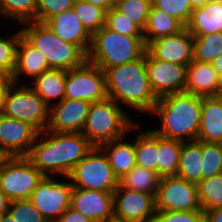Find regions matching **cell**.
Instances as JSON below:
<instances>
[{
  "label": "cell",
  "instance_id": "obj_1",
  "mask_svg": "<svg viewBox=\"0 0 222 222\" xmlns=\"http://www.w3.org/2000/svg\"><path fill=\"white\" fill-rule=\"evenodd\" d=\"M45 136V137H44ZM94 145L80 133L40 132L26 157L45 176L68 177Z\"/></svg>",
  "mask_w": 222,
  "mask_h": 222
},
{
  "label": "cell",
  "instance_id": "obj_2",
  "mask_svg": "<svg viewBox=\"0 0 222 222\" xmlns=\"http://www.w3.org/2000/svg\"><path fill=\"white\" fill-rule=\"evenodd\" d=\"M203 97L188 92L172 93L158 98L151 115L159 116L156 134L181 142L197 140Z\"/></svg>",
  "mask_w": 222,
  "mask_h": 222
},
{
  "label": "cell",
  "instance_id": "obj_3",
  "mask_svg": "<svg viewBox=\"0 0 222 222\" xmlns=\"http://www.w3.org/2000/svg\"><path fill=\"white\" fill-rule=\"evenodd\" d=\"M104 72L108 98L137 112H152L158 97L147 77L145 55L137 61L107 68Z\"/></svg>",
  "mask_w": 222,
  "mask_h": 222
},
{
  "label": "cell",
  "instance_id": "obj_4",
  "mask_svg": "<svg viewBox=\"0 0 222 222\" xmlns=\"http://www.w3.org/2000/svg\"><path fill=\"white\" fill-rule=\"evenodd\" d=\"M135 122L124 111V108L113 99L93 102L90 104L86 121L80 134L87 138L95 147L103 143L127 137L128 133L138 129Z\"/></svg>",
  "mask_w": 222,
  "mask_h": 222
},
{
  "label": "cell",
  "instance_id": "obj_5",
  "mask_svg": "<svg viewBox=\"0 0 222 222\" xmlns=\"http://www.w3.org/2000/svg\"><path fill=\"white\" fill-rule=\"evenodd\" d=\"M143 36H127L106 26L92 35L87 60L103 71L141 59L146 52Z\"/></svg>",
  "mask_w": 222,
  "mask_h": 222
},
{
  "label": "cell",
  "instance_id": "obj_6",
  "mask_svg": "<svg viewBox=\"0 0 222 222\" xmlns=\"http://www.w3.org/2000/svg\"><path fill=\"white\" fill-rule=\"evenodd\" d=\"M22 26V36L41 51L50 68L69 71L87 60V55L77 45L63 41L46 24L32 21Z\"/></svg>",
  "mask_w": 222,
  "mask_h": 222
},
{
  "label": "cell",
  "instance_id": "obj_7",
  "mask_svg": "<svg viewBox=\"0 0 222 222\" xmlns=\"http://www.w3.org/2000/svg\"><path fill=\"white\" fill-rule=\"evenodd\" d=\"M49 112L50 107L27 83L11 84L6 95L4 116L31 124L43 132L49 123Z\"/></svg>",
  "mask_w": 222,
  "mask_h": 222
},
{
  "label": "cell",
  "instance_id": "obj_8",
  "mask_svg": "<svg viewBox=\"0 0 222 222\" xmlns=\"http://www.w3.org/2000/svg\"><path fill=\"white\" fill-rule=\"evenodd\" d=\"M73 188L114 192L119 186V179L108 161L107 156L99 147L82 159L68 177Z\"/></svg>",
  "mask_w": 222,
  "mask_h": 222
},
{
  "label": "cell",
  "instance_id": "obj_9",
  "mask_svg": "<svg viewBox=\"0 0 222 222\" xmlns=\"http://www.w3.org/2000/svg\"><path fill=\"white\" fill-rule=\"evenodd\" d=\"M45 175L26 156H9L0 168V189L11 200H29Z\"/></svg>",
  "mask_w": 222,
  "mask_h": 222
},
{
  "label": "cell",
  "instance_id": "obj_10",
  "mask_svg": "<svg viewBox=\"0 0 222 222\" xmlns=\"http://www.w3.org/2000/svg\"><path fill=\"white\" fill-rule=\"evenodd\" d=\"M108 98L105 72L86 60L81 66L66 71L64 99L90 103Z\"/></svg>",
  "mask_w": 222,
  "mask_h": 222
},
{
  "label": "cell",
  "instance_id": "obj_11",
  "mask_svg": "<svg viewBox=\"0 0 222 222\" xmlns=\"http://www.w3.org/2000/svg\"><path fill=\"white\" fill-rule=\"evenodd\" d=\"M155 201L156 211L202 210L197 185L179 176L160 179Z\"/></svg>",
  "mask_w": 222,
  "mask_h": 222
},
{
  "label": "cell",
  "instance_id": "obj_12",
  "mask_svg": "<svg viewBox=\"0 0 222 222\" xmlns=\"http://www.w3.org/2000/svg\"><path fill=\"white\" fill-rule=\"evenodd\" d=\"M73 186L45 176L30 195L29 201L48 222H54L70 207Z\"/></svg>",
  "mask_w": 222,
  "mask_h": 222
},
{
  "label": "cell",
  "instance_id": "obj_13",
  "mask_svg": "<svg viewBox=\"0 0 222 222\" xmlns=\"http://www.w3.org/2000/svg\"><path fill=\"white\" fill-rule=\"evenodd\" d=\"M145 67L151 88L158 98L185 91L186 65L155 59L146 51Z\"/></svg>",
  "mask_w": 222,
  "mask_h": 222
},
{
  "label": "cell",
  "instance_id": "obj_14",
  "mask_svg": "<svg viewBox=\"0 0 222 222\" xmlns=\"http://www.w3.org/2000/svg\"><path fill=\"white\" fill-rule=\"evenodd\" d=\"M114 215L130 222H152L156 214L155 196L150 193L123 188L113 192Z\"/></svg>",
  "mask_w": 222,
  "mask_h": 222
},
{
  "label": "cell",
  "instance_id": "obj_15",
  "mask_svg": "<svg viewBox=\"0 0 222 222\" xmlns=\"http://www.w3.org/2000/svg\"><path fill=\"white\" fill-rule=\"evenodd\" d=\"M194 36L185 27L174 35L151 41L146 51L155 59L188 66L193 61Z\"/></svg>",
  "mask_w": 222,
  "mask_h": 222
},
{
  "label": "cell",
  "instance_id": "obj_16",
  "mask_svg": "<svg viewBox=\"0 0 222 222\" xmlns=\"http://www.w3.org/2000/svg\"><path fill=\"white\" fill-rule=\"evenodd\" d=\"M39 133L31 124L0 115V148L8 156H26Z\"/></svg>",
  "mask_w": 222,
  "mask_h": 222
},
{
  "label": "cell",
  "instance_id": "obj_17",
  "mask_svg": "<svg viewBox=\"0 0 222 222\" xmlns=\"http://www.w3.org/2000/svg\"><path fill=\"white\" fill-rule=\"evenodd\" d=\"M90 102L63 99L50 107L47 131L56 133H80L86 121Z\"/></svg>",
  "mask_w": 222,
  "mask_h": 222
},
{
  "label": "cell",
  "instance_id": "obj_18",
  "mask_svg": "<svg viewBox=\"0 0 222 222\" xmlns=\"http://www.w3.org/2000/svg\"><path fill=\"white\" fill-rule=\"evenodd\" d=\"M70 207L92 222H101L114 214L113 192L73 188Z\"/></svg>",
  "mask_w": 222,
  "mask_h": 222
},
{
  "label": "cell",
  "instance_id": "obj_19",
  "mask_svg": "<svg viewBox=\"0 0 222 222\" xmlns=\"http://www.w3.org/2000/svg\"><path fill=\"white\" fill-rule=\"evenodd\" d=\"M45 24L63 41L77 45L88 54L92 35L83 26L73 8L50 18Z\"/></svg>",
  "mask_w": 222,
  "mask_h": 222
},
{
  "label": "cell",
  "instance_id": "obj_20",
  "mask_svg": "<svg viewBox=\"0 0 222 222\" xmlns=\"http://www.w3.org/2000/svg\"><path fill=\"white\" fill-rule=\"evenodd\" d=\"M49 67L46 57L31 45L23 36L18 41L16 50V64L11 79L14 83H20L23 75L30 76L32 80Z\"/></svg>",
  "mask_w": 222,
  "mask_h": 222
},
{
  "label": "cell",
  "instance_id": "obj_21",
  "mask_svg": "<svg viewBox=\"0 0 222 222\" xmlns=\"http://www.w3.org/2000/svg\"><path fill=\"white\" fill-rule=\"evenodd\" d=\"M197 140L222 144V98L203 97Z\"/></svg>",
  "mask_w": 222,
  "mask_h": 222
},
{
  "label": "cell",
  "instance_id": "obj_22",
  "mask_svg": "<svg viewBox=\"0 0 222 222\" xmlns=\"http://www.w3.org/2000/svg\"><path fill=\"white\" fill-rule=\"evenodd\" d=\"M218 73L211 63L192 61L187 66L185 92L201 97H216Z\"/></svg>",
  "mask_w": 222,
  "mask_h": 222
},
{
  "label": "cell",
  "instance_id": "obj_23",
  "mask_svg": "<svg viewBox=\"0 0 222 222\" xmlns=\"http://www.w3.org/2000/svg\"><path fill=\"white\" fill-rule=\"evenodd\" d=\"M186 28L192 35L222 32V2L212 0L194 9Z\"/></svg>",
  "mask_w": 222,
  "mask_h": 222
},
{
  "label": "cell",
  "instance_id": "obj_24",
  "mask_svg": "<svg viewBox=\"0 0 222 222\" xmlns=\"http://www.w3.org/2000/svg\"><path fill=\"white\" fill-rule=\"evenodd\" d=\"M122 139L124 138L106 142L99 146L107 156L114 174L119 180L136 165L134 143L124 142Z\"/></svg>",
  "mask_w": 222,
  "mask_h": 222
},
{
  "label": "cell",
  "instance_id": "obj_25",
  "mask_svg": "<svg viewBox=\"0 0 222 222\" xmlns=\"http://www.w3.org/2000/svg\"><path fill=\"white\" fill-rule=\"evenodd\" d=\"M65 81L66 71L51 68L34 78L29 86L51 107V103L56 100L55 103H60L64 99Z\"/></svg>",
  "mask_w": 222,
  "mask_h": 222
},
{
  "label": "cell",
  "instance_id": "obj_26",
  "mask_svg": "<svg viewBox=\"0 0 222 222\" xmlns=\"http://www.w3.org/2000/svg\"><path fill=\"white\" fill-rule=\"evenodd\" d=\"M184 28L185 26L178 19L152 5L143 30V39L147 46L153 40L177 34Z\"/></svg>",
  "mask_w": 222,
  "mask_h": 222
},
{
  "label": "cell",
  "instance_id": "obj_27",
  "mask_svg": "<svg viewBox=\"0 0 222 222\" xmlns=\"http://www.w3.org/2000/svg\"><path fill=\"white\" fill-rule=\"evenodd\" d=\"M202 141L183 142L177 176L198 184L202 179Z\"/></svg>",
  "mask_w": 222,
  "mask_h": 222
},
{
  "label": "cell",
  "instance_id": "obj_28",
  "mask_svg": "<svg viewBox=\"0 0 222 222\" xmlns=\"http://www.w3.org/2000/svg\"><path fill=\"white\" fill-rule=\"evenodd\" d=\"M183 142L158 135L157 173L162 177L177 176Z\"/></svg>",
  "mask_w": 222,
  "mask_h": 222
},
{
  "label": "cell",
  "instance_id": "obj_29",
  "mask_svg": "<svg viewBox=\"0 0 222 222\" xmlns=\"http://www.w3.org/2000/svg\"><path fill=\"white\" fill-rule=\"evenodd\" d=\"M139 132L134 141L136 165L157 172L158 134L152 129Z\"/></svg>",
  "mask_w": 222,
  "mask_h": 222
},
{
  "label": "cell",
  "instance_id": "obj_30",
  "mask_svg": "<svg viewBox=\"0 0 222 222\" xmlns=\"http://www.w3.org/2000/svg\"><path fill=\"white\" fill-rule=\"evenodd\" d=\"M160 179L157 172L135 165L119 180V184L123 188L150 193L156 197Z\"/></svg>",
  "mask_w": 222,
  "mask_h": 222
},
{
  "label": "cell",
  "instance_id": "obj_31",
  "mask_svg": "<svg viewBox=\"0 0 222 222\" xmlns=\"http://www.w3.org/2000/svg\"><path fill=\"white\" fill-rule=\"evenodd\" d=\"M197 188L199 202L204 212L222 207V173L201 179Z\"/></svg>",
  "mask_w": 222,
  "mask_h": 222
},
{
  "label": "cell",
  "instance_id": "obj_32",
  "mask_svg": "<svg viewBox=\"0 0 222 222\" xmlns=\"http://www.w3.org/2000/svg\"><path fill=\"white\" fill-rule=\"evenodd\" d=\"M37 0H0V16L9 17L18 24L36 22Z\"/></svg>",
  "mask_w": 222,
  "mask_h": 222
},
{
  "label": "cell",
  "instance_id": "obj_33",
  "mask_svg": "<svg viewBox=\"0 0 222 222\" xmlns=\"http://www.w3.org/2000/svg\"><path fill=\"white\" fill-rule=\"evenodd\" d=\"M193 60L212 63L216 56L222 53V32L208 35H193Z\"/></svg>",
  "mask_w": 222,
  "mask_h": 222
},
{
  "label": "cell",
  "instance_id": "obj_34",
  "mask_svg": "<svg viewBox=\"0 0 222 222\" xmlns=\"http://www.w3.org/2000/svg\"><path fill=\"white\" fill-rule=\"evenodd\" d=\"M73 9L91 35L105 26V9L82 0H75Z\"/></svg>",
  "mask_w": 222,
  "mask_h": 222
},
{
  "label": "cell",
  "instance_id": "obj_35",
  "mask_svg": "<svg viewBox=\"0 0 222 222\" xmlns=\"http://www.w3.org/2000/svg\"><path fill=\"white\" fill-rule=\"evenodd\" d=\"M152 0H116L114 8L144 30Z\"/></svg>",
  "mask_w": 222,
  "mask_h": 222
},
{
  "label": "cell",
  "instance_id": "obj_36",
  "mask_svg": "<svg viewBox=\"0 0 222 222\" xmlns=\"http://www.w3.org/2000/svg\"><path fill=\"white\" fill-rule=\"evenodd\" d=\"M21 36L20 29L7 38L0 37V74L2 77H12L16 64L17 45Z\"/></svg>",
  "mask_w": 222,
  "mask_h": 222
},
{
  "label": "cell",
  "instance_id": "obj_37",
  "mask_svg": "<svg viewBox=\"0 0 222 222\" xmlns=\"http://www.w3.org/2000/svg\"><path fill=\"white\" fill-rule=\"evenodd\" d=\"M202 179L222 173V144L202 142Z\"/></svg>",
  "mask_w": 222,
  "mask_h": 222
},
{
  "label": "cell",
  "instance_id": "obj_38",
  "mask_svg": "<svg viewBox=\"0 0 222 222\" xmlns=\"http://www.w3.org/2000/svg\"><path fill=\"white\" fill-rule=\"evenodd\" d=\"M152 5L178 19L185 27L194 10L190 0H152Z\"/></svg>",
  "mask_w": 222,
  "mask_h": 222
},
{
  "label": "cell",
  "instance_id": "obj_39",
  "mask_svg": "<svg viewBox=\"0 0 222 222\" xmlns=\"http://www.w3.org/2000/svg\"><path fill=\"white\" fill-rule=\"evenodd\" d=\"M105 26L108 29L123 35L143 36V31L132 22V20L118 12L114 7L106 12Z\"/></svg>",
  "mask_w": 222,
  "mask_h": 222
},
{
  "label": "cell",
  "instance_id": "obj_40",
  "mask_svg": "<svg viewBox=\"0 0 222 222\" xmlns=\"http://www.w3.org/2000/svg\"><path fill=\"white\" fill-rule=\"evenodd\" d=\"M8 213L15 222H48L29 200L11 201Z\"/></svg>",
  "mask_w": 222,
  "mask_h": 222
},
{
  "label": "cell",
  "instance_id": "obj_41",
  "mask_svg": "<svg viewBox=\"0 0 222 222\" xmlns=\"http://www.w3.org/2000/svg\"><path fill=\"white\" fill-rule=\"evenodd\" d=\"M75 0H37L36 22L45 24L50 18L70 10Z\"/></svg>",
  "mask_w": 222,
  "mask_h": 222
},
{
  "label": "cell",
  "instance_id": "obj_42",
  "mask_svg": "<svg viewBox=\"0 0 222 222\" xmlns=\"http://www.w3.org/2000/svg\"><path fill=\"white\" fill-rule=\"evenodd\" d=\"M152 222H206L203 210L156 211Z\"/></svg>",
  "mask_w": 222,
  "mask_h": 222
},
{
  "label": "cell",
  "instance_id": "obj_43",
  "mask_svg": "<svg viewBox=\"0 0 222 222\" xmlns=\"http://www.w3.org/2000/svg\"><path fill=\"white\" fill-rule=\"evenodd\" d=\"M54 222H92V221L84 214L75 211L71 207H69Z\"/></svg>",
  "mask_w": 222,
  "mask_h": 222
},
{
  "label": "cell",
  "instance_id": "obj_44",
  "mask_svg": "<svg viewBox=\"0 0 222 222\" xmlns=\"http://www.w3.org/2000/svg\"><path fill=\"white\" fill-rule=\"evenodd\" d=\"M12 83L13 80L11 78L2 77L0 79V115H3L6 95Z\"/></svg>",
  "mask_w": 222,
  "mask_h": 222
},
{
  "label": "cell",
  "instance_id": "obj_45",
  "mask_svg": "<svg viewBox=\"0 0 222 222\" xmlns=\"http://www.w3.org/2000/svg\"><path fill=\"white\" fill-rule=\"evenodd\" d=\"M206 222H222V207L205 212Z\"/></svg>",
  "mask_w": 222,
  "mask_h": 222
},
{
  "label": "cell",
  "instance_id": "obj_46",
  "mask_svg": "<svg viewBox=\"0 0 222 222\" xmlns=\"http://www.w3.org/2000/svg\"><path fill=\"white\" fill-rule=\"evenodd\" d=\"M88 3H92L94 5H97L106 11H109L111 8L115 6L116 0H82Z\"/></svg>",
  "mask_w": 222,
  "mask_h": 222
},
{
  "label": "cell",
  "instance_id": "obj_47",
  "mask_svg": "<svg viewBox=\"0 0 222 222\" xmlns=\"http://www.w3.org/2000/svg\"><path fill=\"white\" fill-rule=\"evenodd\" d=\"M11 200L0 189V214L8 212Z\"/></svg>",
  "mask_w": 222,
  "mask_h": 222
},
{
  "label": "cell",
  "instance_id": "obj_48",
  "mask_svg": "<svg viewBox=\"0 0 222 222\" xmlns=\"http://www.w3.org/2000/svg\"><path fill=\"white\" fill-rule=\"evenodd\" d=\"M211 64L216 69L218 74L222 73V53L216 56Z\"/></svg>",
  "mask_w": 222,
  "mask_h": 222
},
{
  "label": "cell",
  "instance_id": "obj_49",
  "mask_svg": "<svg viewBox=\"0 0 222 222\" xmlns=\"http://www.w3.org/2000/svg\"><path fill=\"white\" fill-rule=\"evenodd\" d=\"M211 1L212 0H190V3L193 9H197V8L203 7L208 2H211Z\"/></svg>",
  "mask_w": 222,
  "mask_h": 222
},
{
  "label": "cell",
  "instance_id": "obj_50",
  "mask_svg": "<svg viewBox=\"0 0 222 222\" xmlns=\"http://www.w3.org/2000/svg\"><path fill=\"white\" fill-rule=\"evenodd\" d=\"M216 97L222 98V73L218 74V84L216 87Z\"/></svg>",
  "mask_w": 222,
  "mask_h": 222
},
{
  "label": "cell",
  "instance_id": "obj_51",
  "mask_svg": "<svg viewBox=\"0 0 222 222\" xmlns=\"http://www.w3.org/2000/svg\"><path fill=\"white\" fill-rule=\"evenodd\" d=\"M101 222H130V221H127L124 218L113 214L112 216L107 217L105 220Z\"/></svg>",
  "mask_w": 222,
  "mask_h": 222
},
{
  "label": "cell",
  "instance_id": "obj_52",
  "mask_svg": "<svg viewBox=\"0 0 222 222\" xmlns=\"http://www.w3.org/2000/svg\"><path fill=\"white\" fill-rule=\"evenodd\" d=\"M1 222H15V219L7 212L2 214Z\"/></svg>",
  "mask_w": 222,
  "mask_h": 222
},
{
  "label": "cell",
  "instance_id": "obj_53",
  "mask_svg": "<svg viewBox=\"0 0 222 222\" xmlns=\"http://www.w3.org/2000/svg\"><path fill=\"white\" fill-rule=\"evenodd\" d=\"M9 156L0 148V168Z\"/></svg>",
  "mask_w": 222,
  "mask_h": 222
}]
</instances>
